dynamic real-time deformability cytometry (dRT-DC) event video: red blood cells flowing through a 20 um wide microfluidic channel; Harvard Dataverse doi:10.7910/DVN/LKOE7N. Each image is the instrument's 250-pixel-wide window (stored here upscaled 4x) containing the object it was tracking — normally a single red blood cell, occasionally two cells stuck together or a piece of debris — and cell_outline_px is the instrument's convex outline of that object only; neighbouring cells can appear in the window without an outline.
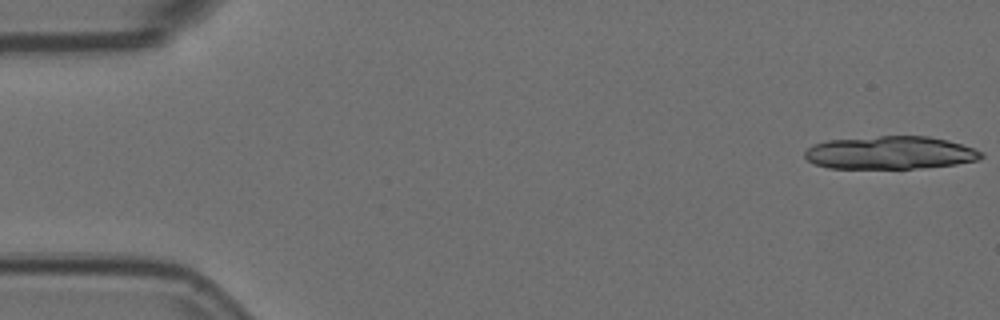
{"species": "Egyptian fruit bat (a non-hibernating species)", "species_latin": "Rousettus aegyptiacus", "temperature_condition": "room temperature", "stored_images_in_passage": 22, "camera_frame_rate_fps": 3000, "um_per_image_px": 0.085, "animal": {"sex": "female"}, "frame": {"image": 1, "passage_image": 1, "time_ms": 0.0, "image_size_px": [1000, 320], "cell_outline_px": [[984, 156], [976, 160], [956, 164], [920, 168], [828, 168], [816, 164], [808, 160], [804, 156], [804, 152], [808, 148], [816, 144], [828, 140], [880, 136], [928, 136], [948, 140], [984, 152]], "centroid_in_image_um": [75.67, 12.98], "position_along_channel_um": 9.3, "area_um2": 33.7}}